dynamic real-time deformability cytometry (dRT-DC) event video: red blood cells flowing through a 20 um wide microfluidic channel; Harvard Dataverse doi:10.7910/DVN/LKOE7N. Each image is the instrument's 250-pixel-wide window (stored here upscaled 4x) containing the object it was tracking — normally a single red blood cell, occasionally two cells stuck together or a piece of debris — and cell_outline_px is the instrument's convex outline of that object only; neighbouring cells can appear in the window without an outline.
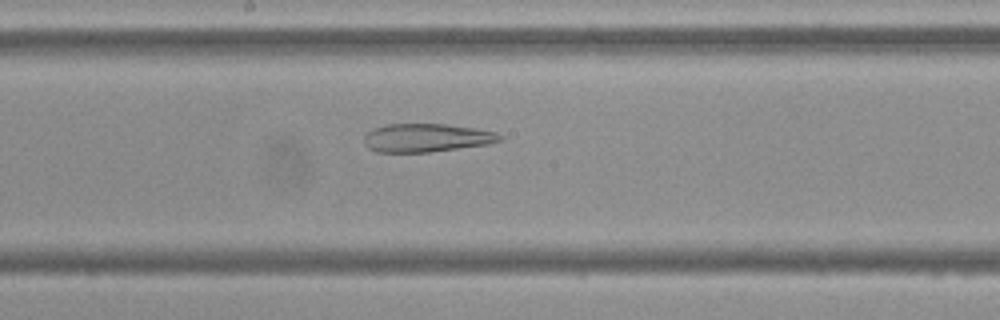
{"species": "Egyptian fruit bat (a non-hibernating species)", "species_latin": "Rousettus aegyptiacus", "temperature_condition": "cold", "stored_images_in_passage": 52, "camera_frame_rate_fps": 3000, "um_per_image_px": 0.085, "frame": {"image": 1, "passage_image": 26, "time_ms": 8.333, "image_size_px": [1000, 320], "cell_outline_px": [[504, 140], [488, 144], [428, 152], [376, 152], [368, 148], [364, 144], [364, 136], [372, 128], [388, 124], [444, 124], [476, 128], [496, 132], [504, 136]], "centroid_in_image_um": [36.26, 11.71], "position_along_channel_um": 211.9, "area_um2": 22.54}}
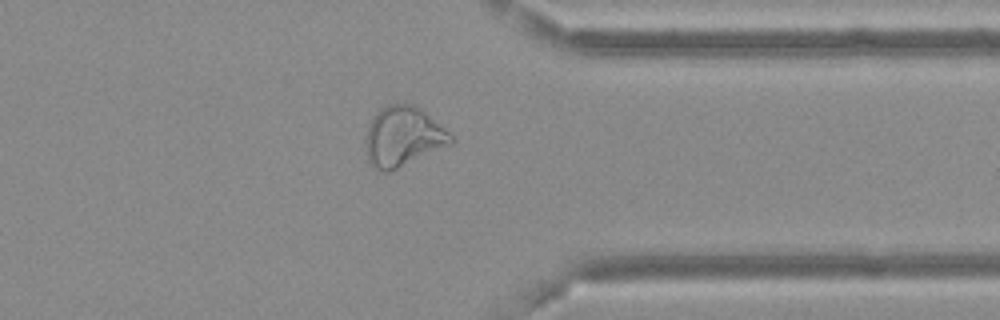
{"frame": {"image": 2, "passage_image": 40, "time_ms": 13.0, "image_size_px": [1000, 320], "cell_outline_px": [[456, 140], [452, 144], [388, 172], [384, 172], [376, 168], [368, 160], [364, 140], [364, 136], [368, 124], [376, 112], [380, 108], [388, 104], [416, 104], [444, 128]], "centroid_in_image_um": [34.24, 11.59], "position_along_channel_um": 377.2, "area_um2": 29.77}}
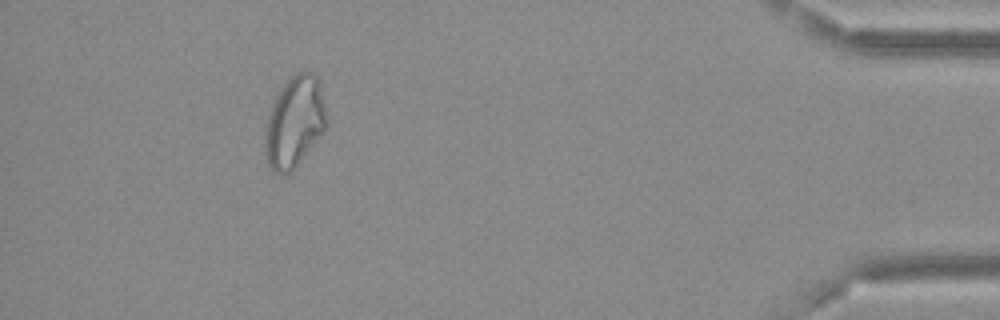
{"frame": {"image": 3, "passage_image": 47, "time_ms": 15.333, "image_size_px": [1000, 320], "cell_outline_px": [[324, 132], [292, 172], [280, 176], [272, 172], [264, 156], [264, 136], [268, 116], [272, 104], [280, 88], [296, 72], [312, 72], [316, 76], [320, 88], [324, 104]], "centroid_in_image_um": [24.98, 10.45], "position_along_channel_um": 410.2, "area_um2": 32.54}}